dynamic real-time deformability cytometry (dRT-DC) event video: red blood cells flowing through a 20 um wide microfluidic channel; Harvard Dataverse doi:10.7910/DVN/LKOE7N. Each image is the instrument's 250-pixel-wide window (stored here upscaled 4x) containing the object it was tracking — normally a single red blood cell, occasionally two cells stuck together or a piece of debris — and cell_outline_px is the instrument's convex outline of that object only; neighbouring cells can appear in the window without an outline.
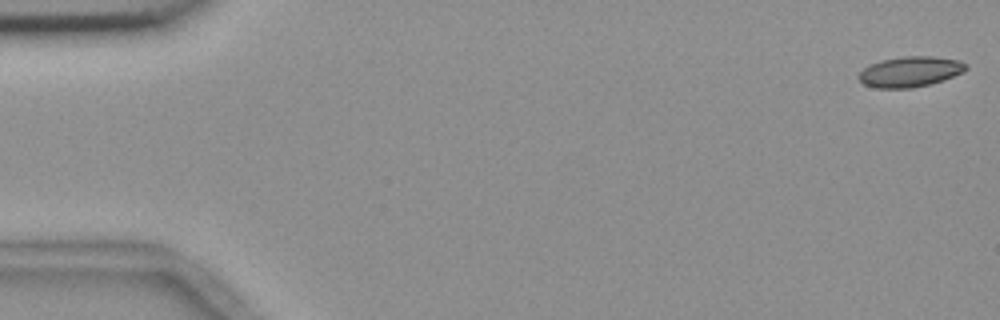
{"species": "common noctule bat (a hibernating species)", "species_latin": "Nyctalus noctula", "temperature_condition": "room temperature", "stored_images_in_passage": 8, "camera_frame_rate_fps": 3000, "um_per_image_px": 0.085, "animal": {"sex": "female", "body_mass_g": 18.4}, "frame": {"image": 1, "passage_image": 1, "time_ms": 0.0, "image_size_px": [1000, 320], "cell_outline_px": [[968, 68], [964, 72], [944, 80], [912, 88], [876, 88], [864, 84], [856, 76], [864, 68], [872, 64], [884, 60], [904, 56], [932, 56], [960, 60], [968, 64]], "centroid_in_image_um": [77.4, 6.09], "position_along_channel_um": 7.6, "area_um2": 19.02}}